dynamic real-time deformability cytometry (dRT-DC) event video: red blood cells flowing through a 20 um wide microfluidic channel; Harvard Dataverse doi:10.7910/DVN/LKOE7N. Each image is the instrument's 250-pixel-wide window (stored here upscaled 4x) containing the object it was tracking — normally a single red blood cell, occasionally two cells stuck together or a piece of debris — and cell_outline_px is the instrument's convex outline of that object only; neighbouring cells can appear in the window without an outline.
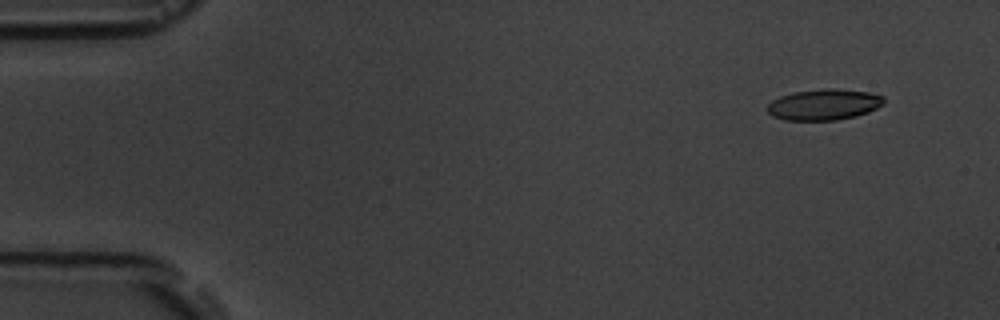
{"species": "common noctule bat (a hibernating species)", "species_latin": "Nyctalus noctula", "temperature_condition": "room temperature", "stored_images_in_passage": 5, "camera_frame_rate_fps": 3000, "um_per_image_px": 0.085, "animal": {"sex": "male", "body_mass_g": 19.5, "forearm_length_mm": 54.6}, "frame": {"image": 1, "passage_image": 1, "time_ms": 0.0, "image_size_px": [1000, 320], "cell_outline_px": [[884, 104], [868, 112], [856, 116], [836, 120], [784, 120], [772, 116], [764, 108], [772, 100], [780, 96], [792, 92], [824, 88], [836, 88], [868, 92], [884, 96]], "centroid_in_image_um": [70.01, 8.88], "position_along_channel_um": 15.0, "area_um2": 21.27}}